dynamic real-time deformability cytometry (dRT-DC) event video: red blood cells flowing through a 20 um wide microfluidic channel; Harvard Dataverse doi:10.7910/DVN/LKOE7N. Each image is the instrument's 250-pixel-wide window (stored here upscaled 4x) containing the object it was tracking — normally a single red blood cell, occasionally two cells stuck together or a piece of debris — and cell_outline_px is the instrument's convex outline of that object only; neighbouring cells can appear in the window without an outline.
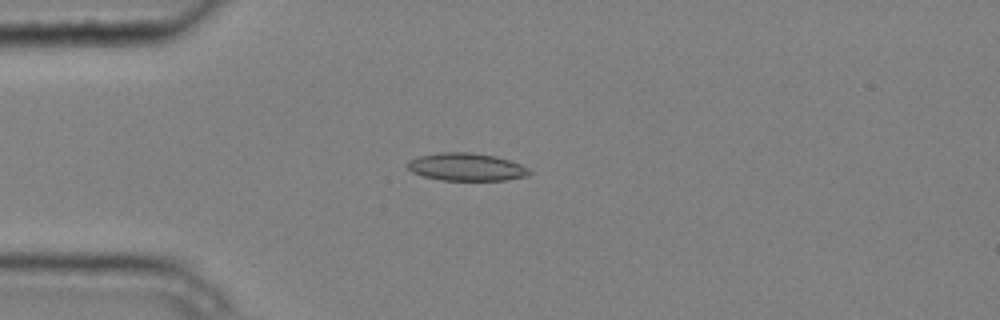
{"species": "common noctule bat (a hibernating species)", "species_latin": "Nyctalus noctula", "temperature_condition": "cold", "stored_images_in_passage": 6, "camera_frame_rate_fps": 3000, "um_per_image_px": 0.085, "animal": {"sex": "male", "body_mass_g": 20.4}, "frame": {"image": 1, "passage_image": 4, "time_ms": 1.0, "image_size_px": [1000, 320], "cell_outline_px": [[532, 172], [528, 176], [504, 180], [440, 180], [424, 176], [412, 172], [408, 168], [408, 160], [416, 156], [440, 152], [472, 152], [496, 156], [520, 164], [528, 168]], "centroid_in_image_um": [39.63, 14.18], "position_along_channel_um": 45.4, "area_um2": 19.77}}
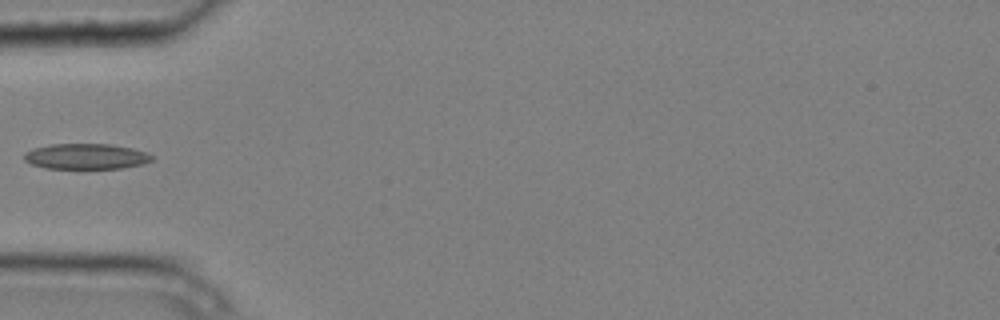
{"frame": {"image": 2, "passage_image": 5, "time_ms": 1.333, "image_size_px": [1000, 320], "cell_outline_px": [[156, 156], [152, 160], [144, 164], [120, 168], [44, 168], [32, 164], [24, 160], [24, 152], [32, 148], [52, 144], [112, 144], [132, 148]], "centroid_in_image_um": [7.32, 13.29], "position_along_channel_um": 77.7, "area_um2": 19.07}}
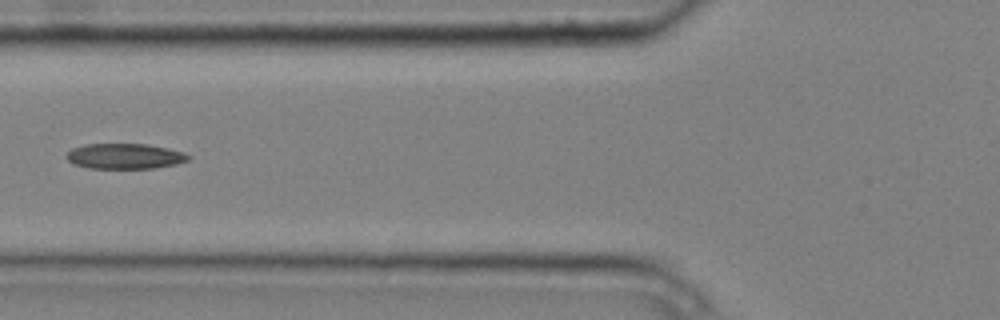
{"frame": {"image": 3, "passage_image": 6, "time_ms": 1.667, "image_size_px": [1000, 320], "cell_outline_px": [[192, 156], [188, 160], [176, 164], [156, 168], [88, 168], [72, 164], [64, 156], [72, 148], [84, 144], [144, 144], [168, 148], [184, 152]], "centroid_in_image_um": [10.59, 13.28], "position_along_channel_um": 115.2, "area_um2": 18.15}}